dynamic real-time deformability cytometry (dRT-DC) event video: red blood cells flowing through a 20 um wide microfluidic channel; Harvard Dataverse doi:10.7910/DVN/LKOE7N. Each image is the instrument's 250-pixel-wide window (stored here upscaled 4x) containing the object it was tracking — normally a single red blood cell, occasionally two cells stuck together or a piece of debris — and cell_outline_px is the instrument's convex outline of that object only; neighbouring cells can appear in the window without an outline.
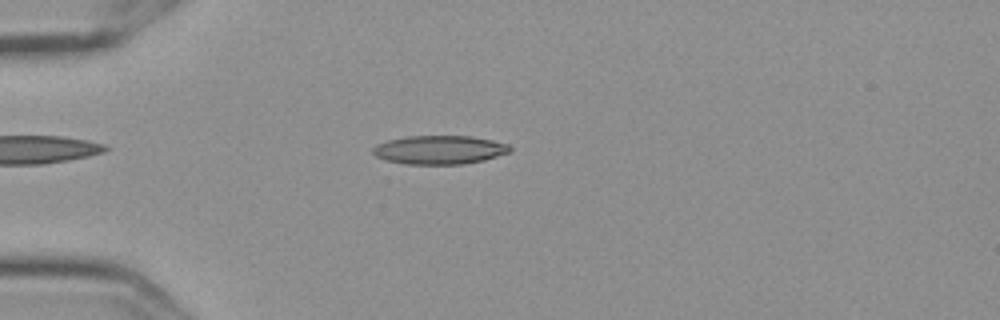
{"species": "Egyptian fruit bat (a non-hibernating species)", "species_latin": "Rousettus aegyptiacus", "temperature_condition": "cold", "stored_images_in_passage": 56, "camera_frame_rate_fps": 3000, "um_per_image_px": 0.085, "frame": {"image": 1, "passage_image": 15, "time_ms": 4.667, "image_size_px": [1000, 320], "cell_outline_px": [[512, 148], [508, 152], [484, 160], [464, 164], [404, 164], [388, 160], [376, 156], [372, 152], [372, 148], [376, 144], [388, 140], [408, 136], [472, 136], [492, 140], [508, 144]], "centroid_in_image_um": [37.34, 12.73], "position_along_channel_um": 47.7, "area_um2": 22.83}}
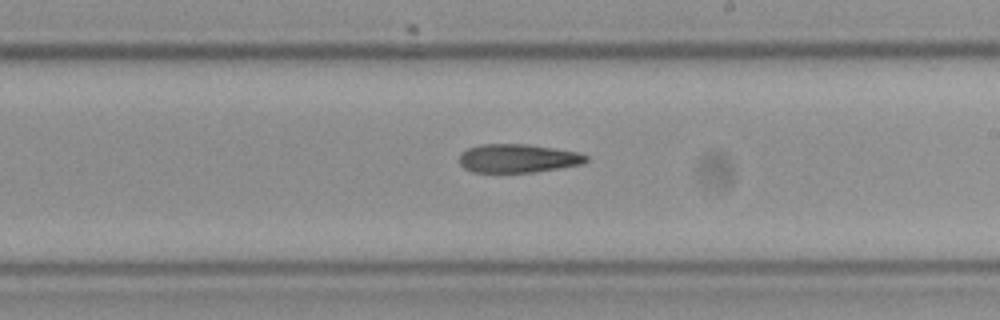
{"frame": {"image": 2, "passage_image": 33, "time_ms": 10.667, "image_size_px": [1000, 320], "cell_outline_px": [[588, 160], [584, 164], [560, 168], [532, 172], [472, 172], [464, 168], [460, 164], [460, 152], [468, 148], [480, 144], [528, 144], [580, 152], [588, 156]], "centroid_in_image_um": [44.04, 13.45], "position_along_channel_um": 245.0, "area_um2": 21.27}}
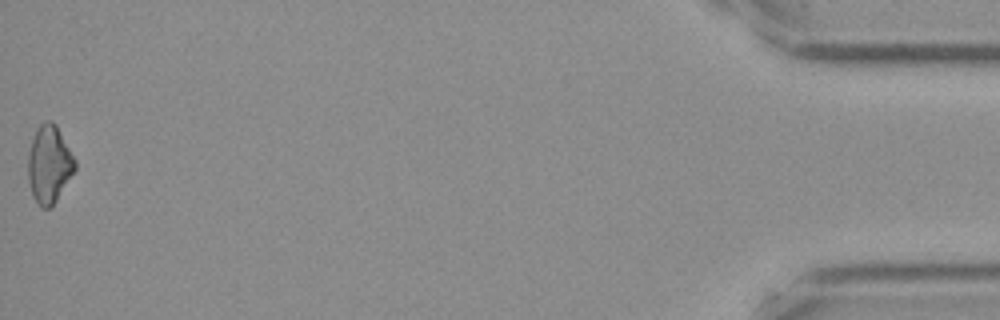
{"frame": {"image": 3, "passage_image": 56, "time_ms": 18.333, "image_size_px": [1000, 320], "cell_outline_px": [[76, 168], [52, 208], [40, 208], [32, 192], [28, 180], [28, 152], [36, 128], [44, 120], [52, 120], [56, 124], [76, 160]], "centroid_in_image_um": [4.18, 13.95], "position_along_channel_um": 431.0, "area_um2": 21.33}, "authors_computed_cell_mechanics": {"area_um2": 21.5016, "velocity_mm_per_s": 3.6145, "shape_relaxation_time_tau1_ms": 8.0231, "shape_relaxation_time_tau2_ms": 7.5555, "deformation_change_tau1": 0.1947, "deformation_change_tau2": 0.2157}}